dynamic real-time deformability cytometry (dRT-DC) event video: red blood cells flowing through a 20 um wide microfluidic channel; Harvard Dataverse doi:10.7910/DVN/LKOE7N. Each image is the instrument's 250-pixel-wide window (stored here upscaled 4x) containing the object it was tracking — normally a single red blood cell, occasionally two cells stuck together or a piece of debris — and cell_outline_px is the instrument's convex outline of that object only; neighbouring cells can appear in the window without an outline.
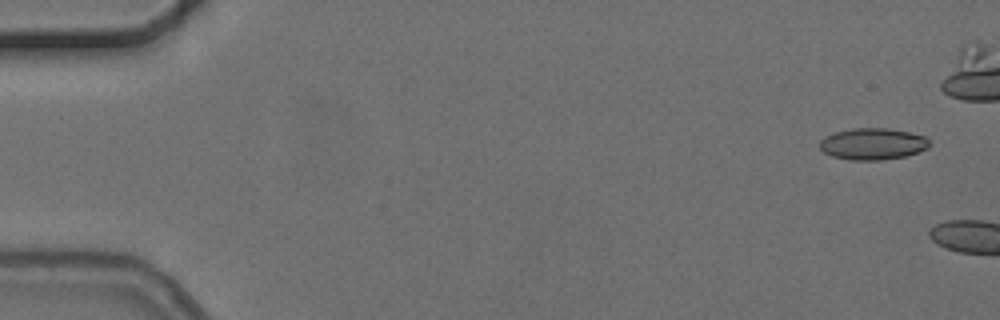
{"species": "common noctule bat (a hibernating species)", "species_latin": "Nyctalus noctula", "temperature_condition": "cold", "stored_images_in_passage": 2, "camera_frame_rate_fps": 3000, "um_per_image_px": 0.085, "animal": {"sex": "female", "body_mass_g": 24.6, "forearm_length_mm": 56.2}, "frame": {"image": 1, "passage_image": 1, "time_ms": 0.0, "image_size_px": [1000, 320], "cell_outline_px": [[928, 148], [904, 156], [880, 160], [852, 160], [832, 156], [824, 152], [820, 148], [820, 140], [824, 136], [836, 132], [852, 128], [888, 128], [908, 132], [924, 136], [928, 140]], "centroid_in_image_um": [74.14, 12.22], "position_along_channel_um": 10.9, "area_um2": 20.0}}